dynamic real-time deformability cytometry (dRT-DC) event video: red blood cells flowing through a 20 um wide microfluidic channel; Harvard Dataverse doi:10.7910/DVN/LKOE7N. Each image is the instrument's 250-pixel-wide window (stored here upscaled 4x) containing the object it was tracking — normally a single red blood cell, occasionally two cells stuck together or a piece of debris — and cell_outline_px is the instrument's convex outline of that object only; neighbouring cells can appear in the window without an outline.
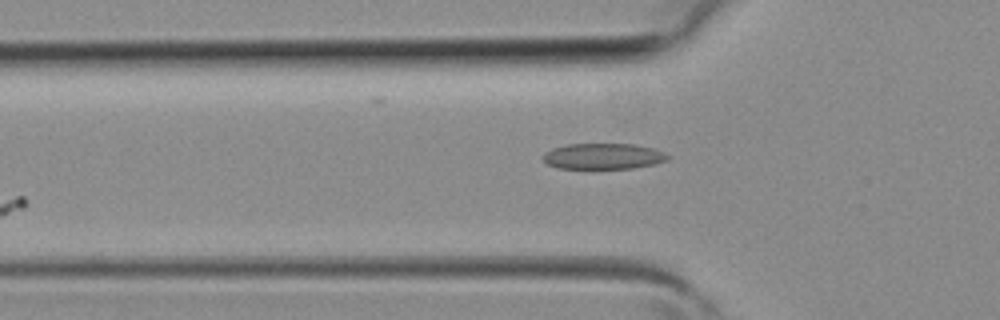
{"species": "common noctule bat (a hibernating species)", "species_latin": "Nyctalus noctula", "temperature_condition": "room temperature", "stored_images_in_passage": 3, "camera_frame_rate_fps": 3000, "um_per_image_px": 0.085, "animal": {"sex": "female", "body_mass_g": 19.3, "forearm_length_mm": 54.1}, "frame": {"image": 1, "passage_image": 3, "time_ms": 0.667, "image_size_px": [1000, 320], "cell_outline_px": [[672, 156], [668, 160], [656, 164], [632, 168], [556, 168], [548, 164], [540, 156], [544, 152], [552, 148], [568, 144], [632, 144], [652, 148], [664, 152]], "centroid_in_image_um": [51.28, 13.28], "position_along_channel_um": 74.5, "area_um2": 18.9}}